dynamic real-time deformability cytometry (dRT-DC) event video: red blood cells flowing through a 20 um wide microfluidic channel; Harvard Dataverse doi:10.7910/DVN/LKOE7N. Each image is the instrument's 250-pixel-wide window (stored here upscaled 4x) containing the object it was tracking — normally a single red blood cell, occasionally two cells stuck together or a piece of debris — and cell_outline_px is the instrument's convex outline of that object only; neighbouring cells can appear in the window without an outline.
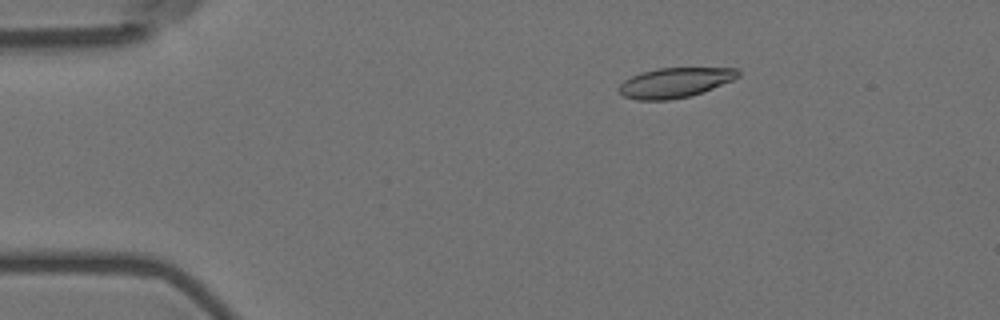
{"species": "Egyptian fruit bat (a non-hibernating species)", "species_latin": "Rousettus aegyptiacus", "temperature_condition": "room temperature", "stored_images_in_passage": 17, "camera_frame_rate_fps": 3000, "um_per_image_px": 0.085, "animal": {"sex": "female"}, "frame": {"image": 1, "passage_image": 10, "time_ms": 3.0, "image_size_px": [1000, 320], "cell_outline_px": [[740, 76], [732, 80], [704, 92], [692, 96], [668, 100], [636, 100], [624, 96], [616, 88], [624, 80], [640, 72], [656, 68], [736, 68], [740, 72]], "centroid_in_image_um": [57.35, 7.03], "position_along_channel_um": 27.6, "area_um2": 20.92}}